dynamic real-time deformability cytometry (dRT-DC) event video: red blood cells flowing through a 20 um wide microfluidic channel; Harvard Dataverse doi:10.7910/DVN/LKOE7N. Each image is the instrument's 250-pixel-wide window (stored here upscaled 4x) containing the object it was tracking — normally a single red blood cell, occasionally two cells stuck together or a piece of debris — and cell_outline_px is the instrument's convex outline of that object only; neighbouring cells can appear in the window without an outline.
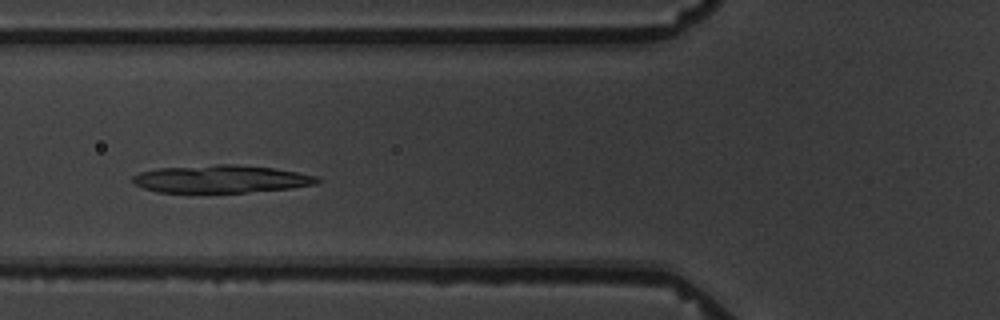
{"species": "common noctule bat (a hibernating species)", "species_latin": "Nyctalus noctula", "temperature_condition": "warm", "stored_images_in_passage": 8, "camera_frame_rate_fps": 3000, "um_per_image_px": 0.085, "animal": {"sex": "male", "body_mass_g": 19.5, "forearm_length_mm": 54.6}, "frame": {"image": 1, "passage_image": 4, "time_ms": 4.333, "image_size_px": [1000, 320], "cell_outline_px": [[320, 180], [316, 184], [292, 188], [248, 192], [188, 196], [156, 192], [132, 184], [132, 176], [140, 172], [160, 168], [216, 164], [236, 164], [272, 168], [296, 172], [316, 176]], "centroid_in_image_um": [18.67, 15.26], "position_along_channel_um": 107.1, "area_um2": 31.04}}
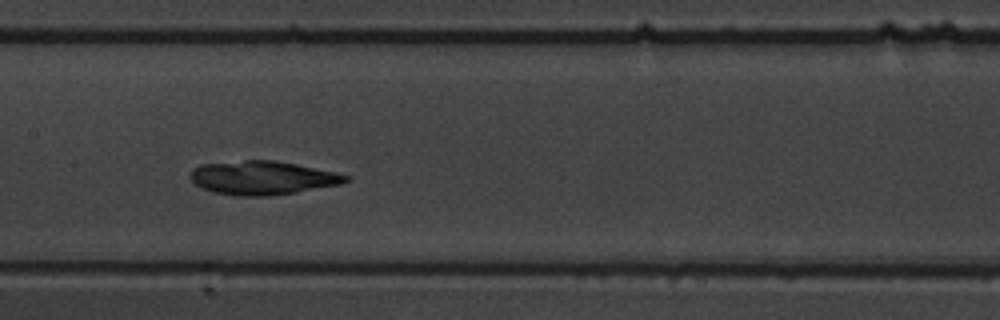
{"frame": {"image": 2, "passage_image": 6, "time_ms": 6.667, "image_size_px": [1000, 320], "cell_outline_px": [[352, 180], [340, 184], [296, 192], [268, 196], [236, 196], [216, 192], [200, 188], [188, 176], [192, 168], [200, 164], [244, 160], [272, 160], [296, 164], [352, 176]], "centroid_in_image_um": [22.29, 15.11], "position_along_channel_um": 185.1, "area_um2": 30.58}}
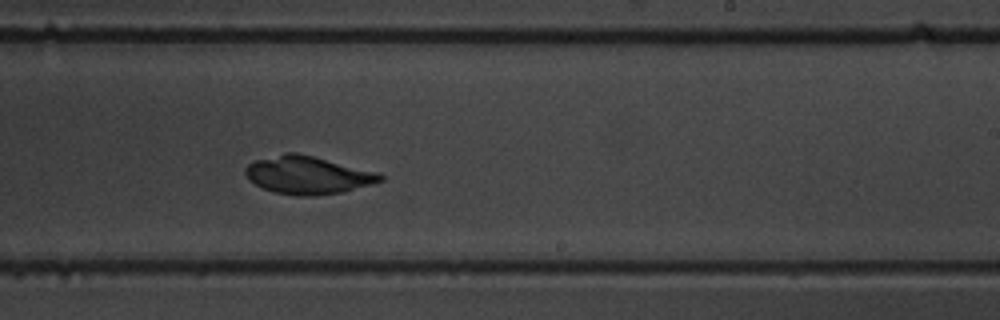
{"frame": {"image": 3, "passage_image": 8, "time_ms": 9.0, "image_size_px": [1000, 320], "cell_outline_px": [[384, 180], [372, 184], [340, 192], [312, 196], [296, 196], [276, 192], [264, 188], [248, 180], [244, 172], [244, 168], [248, 164], [256, 160], [284, 152], [296, 152], [376, 172], [384, 176]], "centroid_in_image_um": [26.11, 14.88], "position_along_channel_um": 262.9, "area_um2": 29.42}}